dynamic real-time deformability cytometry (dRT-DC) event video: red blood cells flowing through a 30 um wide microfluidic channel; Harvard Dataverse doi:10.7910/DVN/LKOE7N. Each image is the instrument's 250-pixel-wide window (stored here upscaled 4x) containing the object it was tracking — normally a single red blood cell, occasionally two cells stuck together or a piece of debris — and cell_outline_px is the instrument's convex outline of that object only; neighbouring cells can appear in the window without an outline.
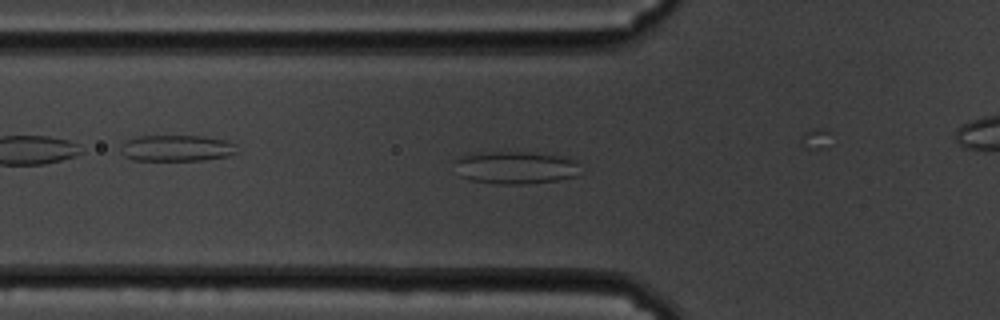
{"species": "common noctule bat (a hibernating species)", "species_latin": "Nyctalus noctula", "temperature_condition": "cold", "stored_images_in_passage": 46, "camera_frame_rate_fps": 3000, "um_per_image_px": 0.085, "animal": {"sex": "male", "body_mass_g": 19.5, "forearm_length_mm": 54.6}, "frame": {"image": 1, "passage_image": 20, "time_ms": 6.333, "image_size_px": [1000, 320], "cell_outline_px": [[576, 176], [560, 180], [524, 184], [500, 184], [468, 180], [460, 176], [456, 160], [460, 156], [480, 152], [528, 152], [568, 156], [576, 164]], "centroid_in_image_um": [43.81, 14.24], "position_along_channel_um": 82.0, "area_um2": 23.76}}